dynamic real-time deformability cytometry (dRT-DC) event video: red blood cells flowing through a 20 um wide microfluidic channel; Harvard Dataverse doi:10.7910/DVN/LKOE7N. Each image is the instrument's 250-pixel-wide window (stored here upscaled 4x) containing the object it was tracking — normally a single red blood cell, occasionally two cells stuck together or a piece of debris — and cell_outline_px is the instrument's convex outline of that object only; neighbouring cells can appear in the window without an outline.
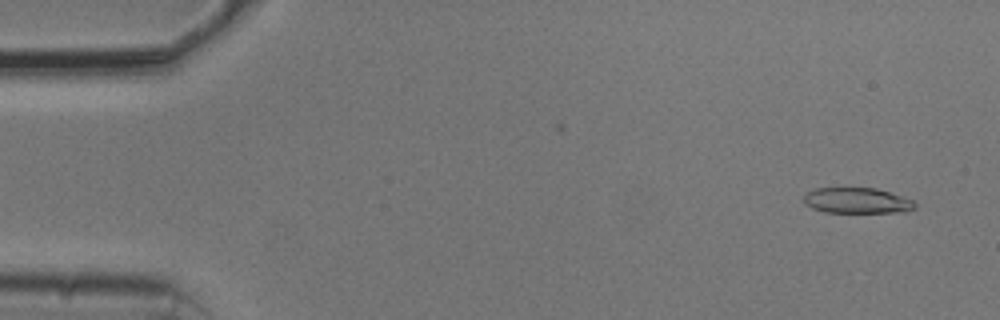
{"species": "common noctule bat (a hibernating species)", "species_latin": "Nyctalus noctula", "temperature_condition": "cold", "stored_images_in_passage": 48, "camera_frame_rate_fps": 3000, "um_per_image_px": 0.085, "animal": {"sex": "male", "body_mass_g": 20.5, "forearm_length_mm": 52.5}, "frame": {"image": 1, "passage_image": 3, "time_ms": 0.667, "image_size_px": [1000, 320], "cell_outline_px": [[916, 208], [904, 212], [824, 212], [812, 208], [804, 204], [804, 196], [808, 192], [816, 188], [876, 188], [912, 200], [916, 204]], "centroid_in_image_um": [72.83, 17.05], "position_along_channel_um": 12.2, "area_um2": 16.47}}
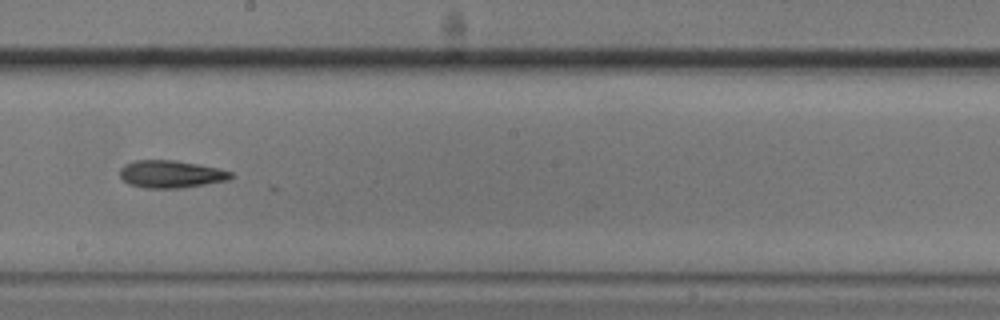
{"frame": {"image": 2, "passage_image": 30, "time_ms": 9.667, "image_size_px": [1000, 320], "cell_outline_px": [[236, 176], [228, 180], [180, 188], [144, 188], [128, 184], [120, 176], [120, 168], [124, 164], [136, 160], [172, 160], [196, 164], [216, 168], [232, 172]], "centroid_in_image_um": [14.51, 14.8], "position_along_channel_um": 233.7, "area_um2": 17.69}}
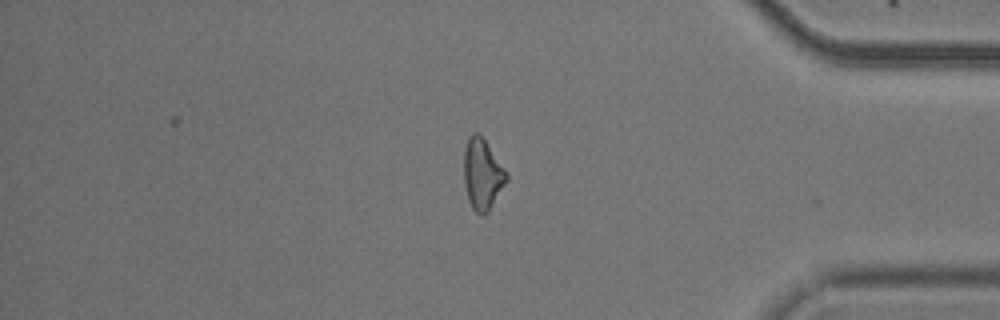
{"frame": {"image": 3, "passage_image": 45, "time_ms": 14.667, "image_size_px": [1000, 320], "cell_outline_px": [[508, 180], [488, 212], [480, 216], [472, 208], [468, 200], [464, 184], [464, 148], [468, 136], [472, 132], [476, 132], [484, 140], [504, 168], [508, 176]], "centroid_in_image_um": [40.98, 14.83], "position_along_channel_um": 394.2, "area_um2": 17.51}}